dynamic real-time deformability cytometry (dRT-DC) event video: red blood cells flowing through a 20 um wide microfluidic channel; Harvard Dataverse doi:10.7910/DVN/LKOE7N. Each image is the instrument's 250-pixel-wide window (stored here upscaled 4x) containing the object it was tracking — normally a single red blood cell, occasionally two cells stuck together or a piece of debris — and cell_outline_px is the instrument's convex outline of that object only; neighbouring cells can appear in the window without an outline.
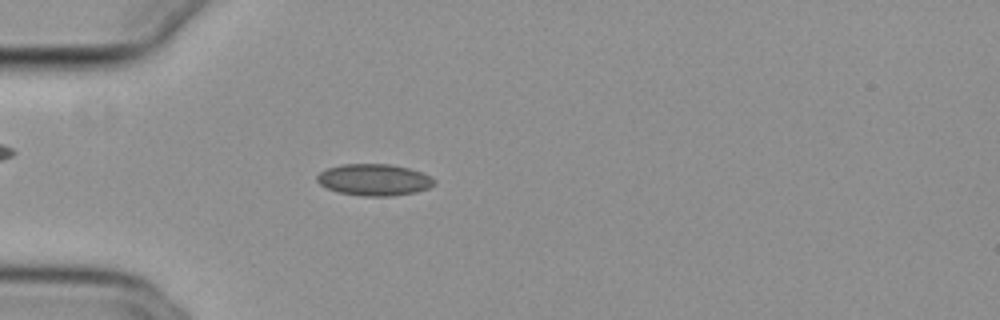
{"species": "common noctule bat (a hibernating species)", "species_latin": "Nyctalus noctula", "temperature_condition": "cold", "stored_images_in_passage": 54, "camera_frame_rate_fps": 3000, "um_per_image_px": 0.085, "animal": {"sex": "female", "body_mass_g": 29.2, "forearm_length_mm": 56.3}, "frame": {"image": 1, "passage_image": 16, "time_ms": 5.0, "image_size_px": [1000, 320], "cell_outline_px": [[436, 184], [428, 188], [416, 192], [392, 196], [364, 196], [336, 192], [320, 184], [316, 180], [316, 176], [320, 172], [328, 168], [340, 164], [388, 164], [408, 168], [432, 176], [436, 180]], "centroid_in_image_um": [31.81, 15.28], "position_along_channel_um": 53.2, "area_um2": 21.68}}
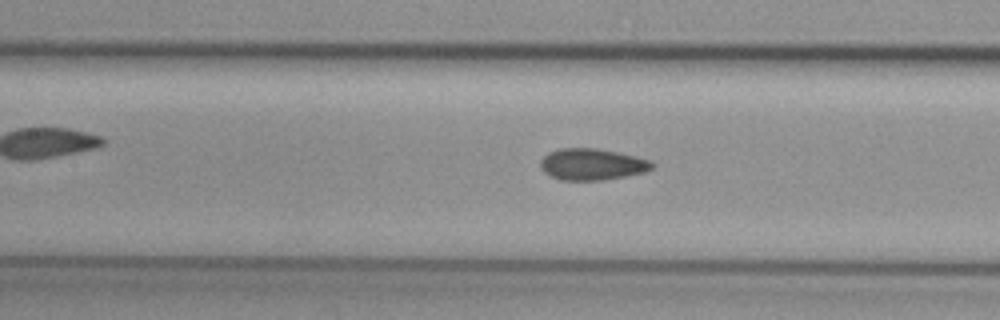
{"frame": {"image": 2, "passage_image": 25, "time_ms": 8.0, "image_size_px": [1000, 320], "cell_outline_px": [[656, 164], [652, 168], [644, 172], [604, 180], [560, 180], [548, 176], [540, 168], [540, 160], [548, 152], [560, 148], [596, 148], [636, 156], [652, 160]], "centroid_in_image_um": [50.3, 13.97], "position_along_channel_um": 157.1, "area_um2": 20.69}}
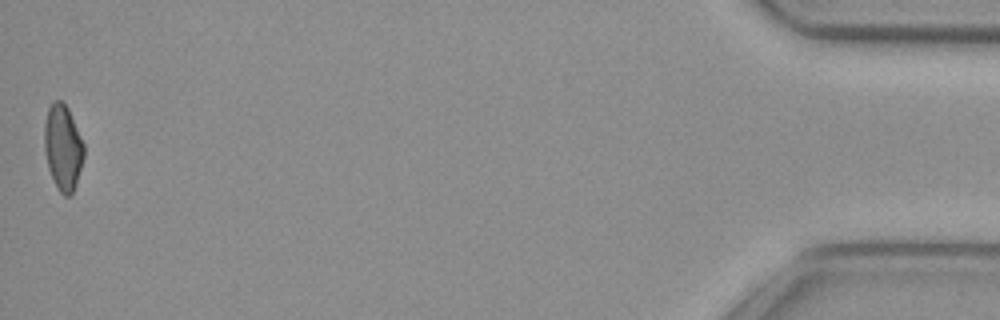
{"frame": {"image": 3, "passage_image": 54, "time_ms": 17.667, "image_size_px": [1000, 320], "cell_outline_px": [[84, 156], [76, 184], [72, 192], [68, 196], [64, 196], [60, 192], [48, 168], [44, 152], [44, 124], [48, 108], [52, 100], [60, 100], [68, 108], [84, 144]], "centroid_in_image_um": [5.33, 12.5], "position_along_channel_um": 429.9, "area_um2": 19.65}, "authors_computed_cell_mechanics": {"area_um2": 20.5479, "velocity_mm_per_s": 3.817, "shape_relaxation_time_tau1_ms": null, "shape_relaxation_time_tau2_ms": 3.0222, "deformation_change_tau1": null, "deformation_change_tau2": 0.0613}}